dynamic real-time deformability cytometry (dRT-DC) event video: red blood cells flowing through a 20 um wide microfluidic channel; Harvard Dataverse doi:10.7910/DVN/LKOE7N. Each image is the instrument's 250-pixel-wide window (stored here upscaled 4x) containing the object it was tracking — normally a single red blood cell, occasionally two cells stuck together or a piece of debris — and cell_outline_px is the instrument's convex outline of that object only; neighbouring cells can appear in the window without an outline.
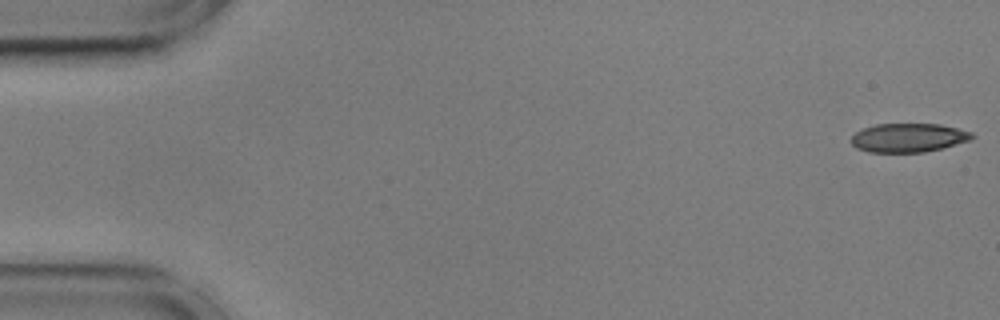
{"species": "common noctule bat (a hibernating species)", "species_latin": "Nyctalus noctula", "temperature_condition": "cold", "stored_images_in_passage": 49, "camera_frame_rate_fps": 3000, "um_per_image_px": 0.085, "animal": {"sex": "male", "body_mass_g": 17.9, "forearm_length_mm": 54.2}, "frame": {"image": 1, "passage_image": 1, "time_ms": 0.0, "image_size_px": [1000, 320], "cell_outline_px": [[976, 136], [972, 140], [924, 152], [868, 152], [856, 148], [852, 144], [852, 136], [856, 132], [864, 128], [876, 124], [940, 124], [972, 132]], "centroid_in_image_um": [77.23, 11.7], "position_along_channel_um": 7.8, "area_um2": 20.23}}
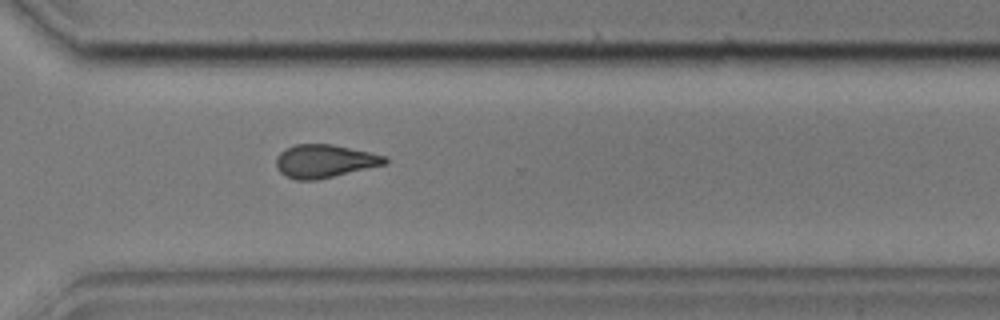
{"frame": {"image": 2, "passage_image": 40, "time_ms": 13.0, "image_size_px": [1000, 320], "cell_outline_px": [[388, 160], [384, 164], [316, 180], [296, 180], [284, 176], [276, 168], [276, 156], [280, 152], [296, 144], [332, 144], [388, 156]], "centroid_in_image_um": [27.55, 13.69], "position_along_channel_um": 343.1, "area_um2": 20.87}}
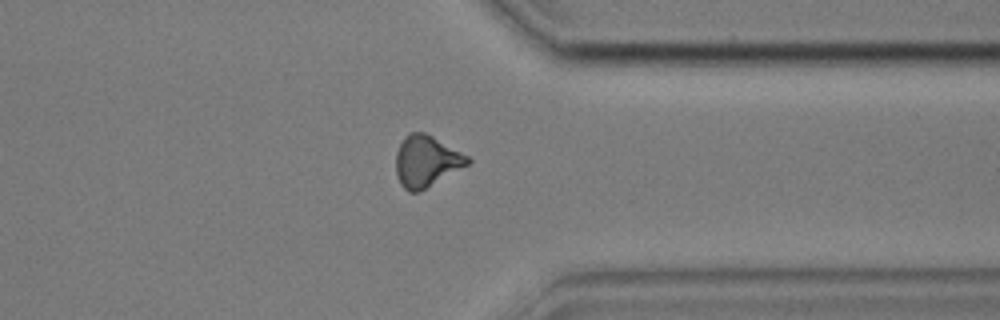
{"frame": {"image": 3, "passage_image": 43, "time_ms": 14.0, "image_size_px": [1000, 320], "cell_outline_px": [[472, 160], [468, 164], [420, 192], [408, 192], [400, 184], [396, 172], [396, 152], [400, 144], [408, 132], [424, 132], [432, 136], [468, 156]], "centroid_in_image_um": [36.21, 13.71], "position_along_channel_um": 375.2, "area_um2": 21.27}}